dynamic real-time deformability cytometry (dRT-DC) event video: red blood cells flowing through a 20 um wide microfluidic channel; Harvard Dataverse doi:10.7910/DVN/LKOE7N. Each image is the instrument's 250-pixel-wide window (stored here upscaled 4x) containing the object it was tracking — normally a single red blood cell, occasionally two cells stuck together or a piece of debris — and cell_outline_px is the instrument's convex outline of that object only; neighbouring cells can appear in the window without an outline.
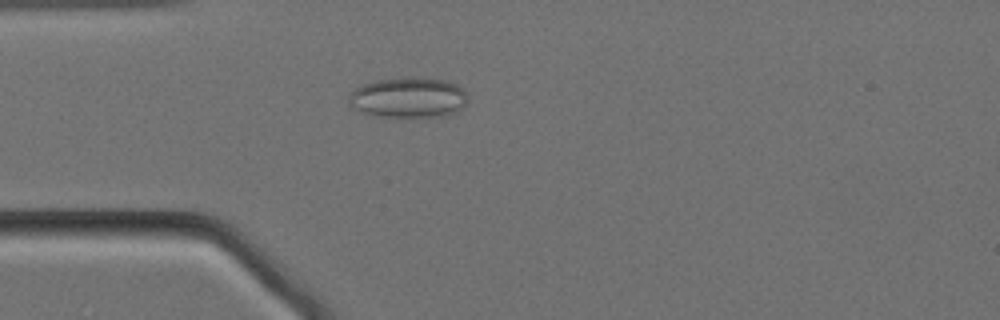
{"species": "Egyptian fruit bat (a non-hibernating species)", "species_latin": "Rousettus aegyptiacus", "temperature_condition": "cold", "stored_images_in_passage": 58, "camera_frame_rate_fps": 3000, "um_per_image_px": 0.085, "animal": {"sex": "female"}, "frame": {"image": 1, "passage_image": 15, "time_ms": 4.667, "image_size_px": [1000, 320], "cell_outline_px": [[468, 100], [456, 112], [444, 116], [380, 116], [360, 112], [352, 108], [348, 100], [348, 96], [356, 88], [364, 84], [376, 80], [416, 76], [444, 80], [456, 84], [464, 88], [468, 92]], "centroid_in_image_um": [34.74, 8.27], "position_along_channel_um": 50.3, "area_um2": 28.15}}
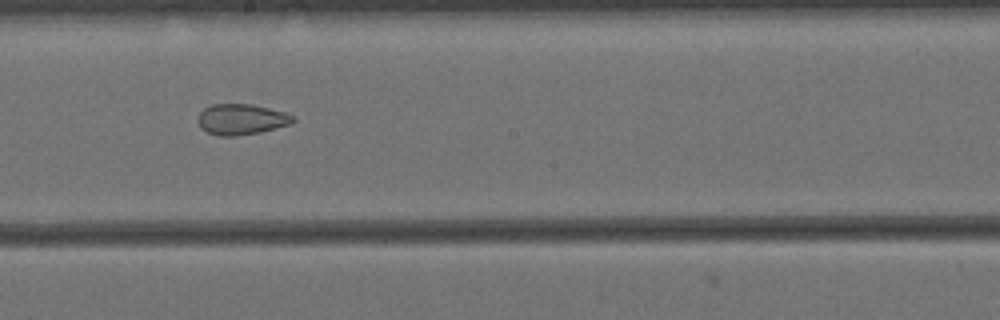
{"frame": {"image": 2, "passage_image": 31, "time_ms": 10.0, "image_size_px": [1000, 320], "cell_outline_px": [[296, 120], [288, 124], [260, 132], [236, 136], [220, 136], [208, 132], [200, 128], [196, 120], [200, 112], [204, 108], [212, 104], [252, 104], [284, 112], [296, 116]], "centroid_in_image_um": [20.48, 10.14], "position_along_channel_um": 227.7, "area_um2": 17.05}}
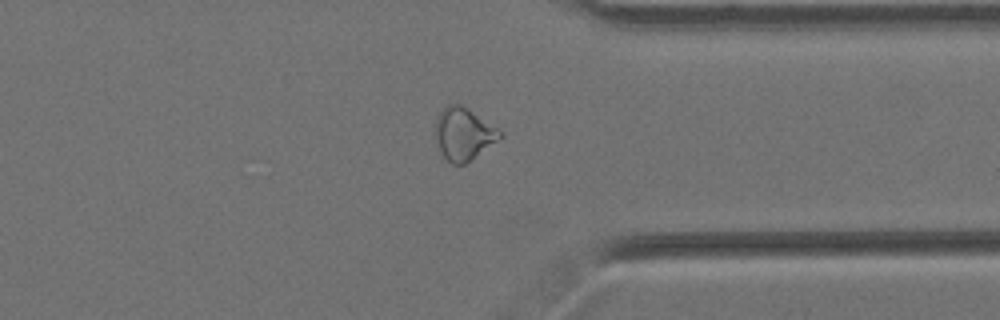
{"frame": {"image": 3, "passage_image": 44, "time_ms": 14.333, "image_size_px": [1000, 320], "cell_outline_px": [[504, 136], [464, 164], [452, 164], [444, 156], [436, 140], [436, 116], [448, 104], [460, 104], [468, 108], [500, 128], [504, 132]], "centroid_in_image_um": [39.45, 11.35], "position_along_channel_um": 371.9, "area_um2": 19.65}, "authors_computed_cell_mechanics": {"area_um2": 21.2415, "velocity_mm_per_s": 3.4346, "shape_relaxation_time_tau1_ms": null, "shape_relaxation_time_tau2_ms": 3.3923, "deformation_change_tau1": null, "deformation_change_tau2": 0.0907}}